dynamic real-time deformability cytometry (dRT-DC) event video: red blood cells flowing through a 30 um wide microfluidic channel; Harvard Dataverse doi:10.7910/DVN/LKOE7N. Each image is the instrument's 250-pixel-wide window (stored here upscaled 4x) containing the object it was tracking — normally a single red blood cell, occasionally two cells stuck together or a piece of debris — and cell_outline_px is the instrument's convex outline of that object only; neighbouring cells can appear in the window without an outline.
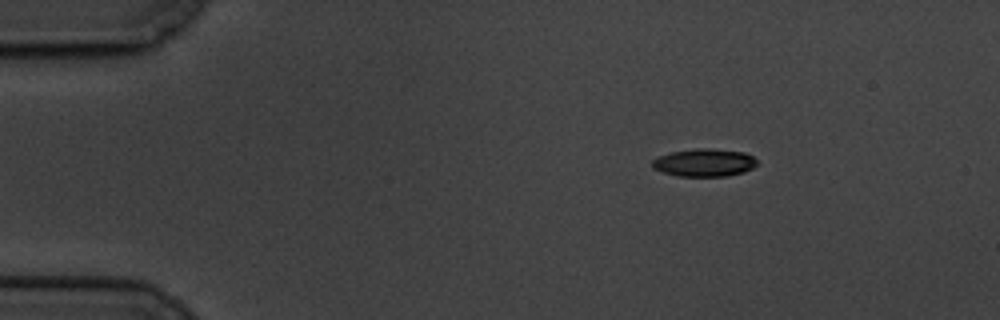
{"species": "common noctule bat (a hibernating species)", "species_latin": "Nyctalus noctula", "temperature_condition": "cold", "stored_images_in_passage": 8, "camera_frame_rate_fps": 3000, "um_per_image_px": 0.085, "animal": {"sex": "male", "body_mass_g": 19.5, "forearm_length_mm": 54.6}, "frame": {"image": 1, "passage_image": 1, "time_ms": 0.0, "image_size_px": [1000, 320], "cell_outline_px": [[756, 164], [752, 168], [744, 172], [728, 176], [680, 176], [664, 172], [652, 168], [652, 160], [660, 156], [672, 152], [696, 148], [708, 148], [744, 152], [752, 156], [756, 160]], "centroid_in_image_um": [59.87, 13.82], "position_along_channel_um": 25.1, "area_um2": 16.82}}
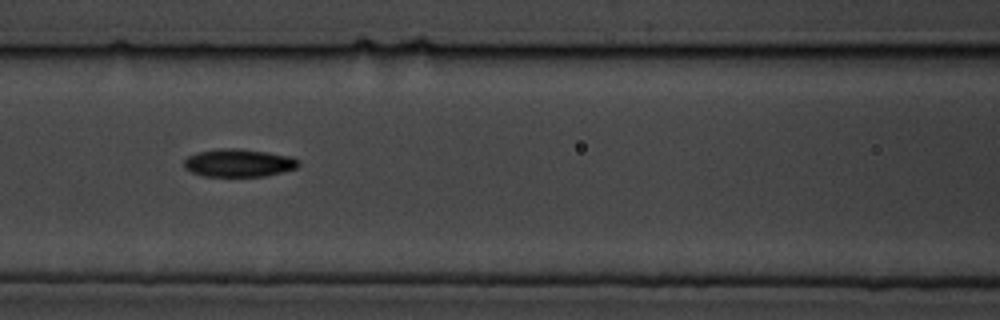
{"frame": {"image": 2, "passage_image": 5, "time_ms": 5.667, "image_size_px": [1000, 320], "cell_outline_px": [[300, 164], [296, 168], [284, 172], [264, 176], [204, 176], [192, 172], [184, 168], [184, 160], [188, 156], [200, 152], [220, 148], [240, 148], [268, 152], [288, 156], [296, 160]], "centroid_in_image_um": [20.28, 13.85], "position_along_channel_um": 146.3, "area_um2": 18.5}}
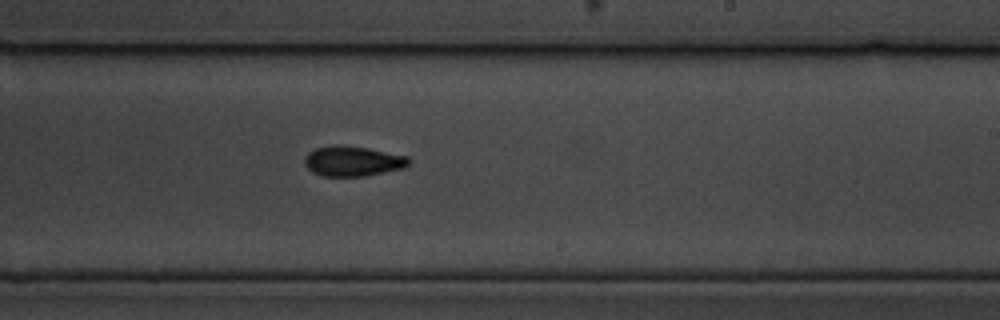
{"frame": {"image": 3, "passage_image": 8, "time_ms": 9.0, "image_size_px": [1000, 320], "cell_outline_px": [[408, 164], [404, 168], [364, 176], [320, 176], [312, 172], [304, 164], [304, 156], [308, 152], [316, 148], [332, 144], [340, 144], [368, 148], [408, 156]], "centroid_in_image_um": [29.93, 13.68], "position_along_channel_um": 259.1, "area_um2": 18.44}}